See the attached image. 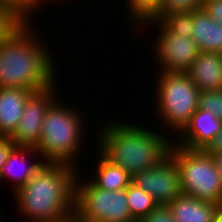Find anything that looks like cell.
<instances>
[{
  "label": "cell",
  "instance_id": "obj_17",
  "mask_svg": "<svg viewBox=\"0 0 222 222\" xmlns=\"http://www.w3.org/2000/svg\"><path fill=\"white\" fill-rule=\"evenodd\" d=\"M96 174L90 181L98 188L109 191L126 189L132 181V176L123 168L116 166L98 155Z\"/></svg>",
  "mask_w": 222,
  "mask_h": 222
},
{
  "label": "cell",
  "instance_id": "obj_28",
  "mask_svg": "<svg viewBox=\"0 0 222 222\" xmlns=\"http://www.w3.org/2000/svg\"><path fill=\"white\" fill-rule=\"evenodd\" d=\"M209 155L217 154L222 152V129L215 136L213 142L209 145V147L205 150Z\"/></svg>",
  "mask_w": 222,
  "mask_h": 222
},
{
  "label": "cell",
  "instance_id": "obj_16",
  "mask_svg": "<svg viewBox=\"0 0 222 222\" xmlns=\"http://www.w3.org/2000/svg\"><path fill=\"white\" fill-rule=\"evenodd\" d=\"M191 38L200 52L222 53V25L212 19L204 9L193 11Z\"/></svg>",
  "mask_w": 222,
  "mask_h": 222
},
{
  "label": "cell",
  "instance_id": "obj_26",
  "mask_svg": "<svg viewBox=\"0 0 222 222\" xmlns=\"http://www.w3.org/2000/svg\"><path fill=\"white\" fill-rule=\"evenodd\" d=\"M203 9L219 24L222 25V0H210L204 3Z\"/></svg>",
  "mask_w": 222,
  "mask_h": 222
},
{
  "label": "cell",
  "instance_id": "obj_10",
  "mask_svg": "<svg viewBox=\"0 0 222 222\" xmlns=\"http://www.w3.org/2000/svg\"><path fill=\"white\" fill-rule=\"evenodd\" d=\"M56 85L34 92L25 103L17 129L9 137L15 146H38L41 126L47 109L57 99Z\"/></svg>",
  "mask_w": 222,
  "mask_h": 222
},
{
  "label": "cell",
  "instance_id": "obj_31",
  "mask_svg": "<svg viewBox=\"0 0 222 222\" xmlns=\"http://www.w3.org/2000/svg\"><path fill=\"white\" fill-rule=\"evenodd\" d=\"M43 1H44V3L47 2L46 0H37V6L40 7L41 4L43 3Z\"/></svg>",
  "mask_w": 222,
  "mask_h": 222
},
{
  "label": "cell",
  "instance_id": "obj_29",
  "mask_svg": "<svg viewBox=\"0 0 222 222\" xmlns=\"http://www.w3.org/2000/svg\"><path fill=\"white\" fill-rule=\"evenodd\" d=\"M214 162L216 164L217 170L222 177V152L212 155Z\"/></svg>",
  "mask_w": 222,
  "mask_h": 222
},
{
  "label": "cell",
  "instance_id": "obj_8",
  "mask_svg": "<svg viewBox=\"0 0 222 222\" xmlns=\"http://www.w3.org/2000/svg\"><path fill=\"white\" fill-rule=\"evenodd\" d=\"M159 26L158 38L154 45V55L161 72L185 73L199 54V49L191 37L172 33L160 20H149L143 24Z\"/></svg>",
  "mask_w": 222,
  "mask_h": 222
},
{
  "label": "cell",
  "instance_id": "obj_19",
  "mask_svg": "<svg viewBox=\"0 0 222 222\" xmlns=\"http://www.w3.org/2000/svg\"><path fill=\"white\" fill-rule=\"evenodd\" d=\"M130 20L143 25L158 12L162 0H127ZM131 14V15H130Z\"/></svg>",
  "mask_w": 222,
  "mask_h": 222
},
{
  "label": "cell",
  "instance_id": "obj_15",
  "mask_svg": "<svg viewBox=\"0 0 222 222\" xmlns=\"http://www.w3.org/2000/svg\"><path fill=\"white\" fill-rule=\"evenodd\" d=\"M167 206L175 222H214L218 204L181 194Z\"/></svg>",
  "mask_w": 222,
  "mask_h": 222
},
{
  "label": "cell",
  "instance_id": "obj_1",
  "mask_svg": "<svg viewBox=\"0 0 222 222\" xmlns=\"http://www.w3.org/2000/svg\"><path fill=\"white\" fill-rule=\"evenodd\" d=\"M77 166L44 162L15 195L30 222H71L75 210Z\"/></svg>",
  "mask_w": 222,
  "mask_h": 222
},
{
  "label": "cell",
  "instance_id": "obj_3",
  "mask_svg": "<svg viewBox=\"0 0 222 222\" xmlns=\"http://www.w3.org/2000/svg\"><path fill=\"white\" fill-rule=\"evenodd\" d=\"M110 123L99 130L97 151L131 176L155 167L169 155L173 141L167 134L123 121Z\"/></svg>",
  "mask_w": 222,
  "mask_h": 222
},
{
  "label": "cell",
  "instance_id": "obj_23",
  "mask_svg": "<svg viewBox=\"0 0 222 222\" xmlns=\"http://www.w3.org/2000/svg\"><path fill=\"white\" fill-rule=\"evenodd\" d=\"M198 109L207 110L222 120V89L201 91Z\"/></svg>",
  "mask_w": 222,
  "mask_h": 222
},
{
  "label": "cell",
  "instance_id": "obj_5",
  "mask_svg": "<svg viewBox=\"0 0 222 222\" xmlns=\"http://www.w3.org/2000/svg\"><path fill=\"white\" fill-rule=\"evenodd\" d=\"M179 169L182 194L221 204L222 177L217 170L212 155L205 150H189L175 142L169 149Z\"/></svg>",
  "mask_w": 222,
  "mask_h": 222
},
{
  "label": "cell",
  "instance_id": "obj_20",
  "mask_svg": "<svg viewBox=\"0 0 222 222\" xmlns=\"http://www.w3.org/2000/svg\"><path fill=\"white\" fill-rule=\"evenodd\" d=\"M160 21L174 34L191 37L193 30V11L170 12Z\"/></svg>",
  "mask_w": 222,
  "mask_h": 222
},
{
  "label": "cell",
  "instance_id": "obj_4",
  "mask_svg": "<svg viewBox=\"0 0 222 222\" xmlns=\"http://www.w3.org/2000/svg\"><path fill=\"white\" fill-rule=\"evenodd\" d=\"M58 101L56 99L45 113L40 141L35 149L44 162L76 166L75 157L84 143V116L82 117L76 108H68Z\"/></svg>",
  "mask_w": 222,
  "mask_h": 222
},
{
  "label": "cell",
  "instance_id": "obj_7",
  "mask_svg": "<svg viewBox=\"0 0 222 222\" xmlns=\"http://www.w3.org/2000/svg\"><path fill=\"white\" fill-rule=\"evenodd\" d=\"M79 175L75 181L74 222H136L131 217L126 189L103 190L90 180H78Z\"/></svg>",
  "mask_w": 222,
  "mask_h": 222
},
{
  "label": "cell",
  "instance_id": "obj_24",
  "mask_svg": "<svg viewBox=\"0 0 222 222\" xmlns=\"http://www.w3.org/2000/svg\"><path fill=\"white\" fill-rule=\"evenodd\" d=\"M0 4L16 9L26 19H29L30 13L33 15L34 10L38 8L37 0H0Z\"/></svg>",
  "mask_w": 222,
  "mask_h": 222
},
{
  "label": "cell",
  "instance_id": "obj_6",
  "mask_svg": "<svg viewBox=\"0 0 222 222\" xmlns=\"http://www.w3.org/2000/svg\"><path fill=\"white\" fill-rule=\"evenodd\" d=\"M156 85V101L161 120L173 130L172 133H181L198 109L199 89L182 72L160 71Z\"/></svg>",
  "mask_w": 222,
  "mask_h": 222
},
{
  "label": "cell",
  "instance_id": "obj_2",
  "mask_svg": "<svg viewBox=\"0 0 222 222\" xmlns=\"http://www.w3.org/2000/svg\"><path fill=\"white\" fill-rule=\"evenodd\" d=\"M30 20L31 17L0 46V88L40 92L57 83L54 56L32 34Z\"/></svg>",
  "mask_w": 222,
  "mask_h": 222
},
{
  "label": "cell",
  "instance_id": "obj_13",
  "mask_svg": "<svg viewBox=\"0 0 222 222\" xmlns=\"http://www.w3.org/2000/svg\"><path fill=\"white\" fill-rule=\"evenodd\" d=\"M34 91L0 88V136L10 137L17 129L25 103Z\"/></svg>",
  "mask_w": 222,
  "mask_h": 222
},
{
  "label": "cell",
  "instance_id": "obj_25",
  "mask_svg": "<svg viewBox=\"0 0 222 222\" xmlns=\"http://www.w3.org/2000/svg\"><path fill=\"white\" fill-rule=\"evenodd\" d=\"M139 222H175L168 206L158 205Z\"/></svg>",
  "mask_w": 222,
  "mask_h": 222
},
{
  "label": "cell",
  "instance_id": "obj_14",
  "mask_svg": "<svg viewBox=\"0 0 222 222\" xmlns=\"http://www.w3.org/2000/svg\"><path fill=\"white\" fill-rule=\"evenodd\" d=\"M35 154L33 158L35 157L36 159L40 157L39 152L34 148V147H25V146H15L9 153L7 157V161L2 167V170L0 172V180L4 177L11 176L14 177L12 179L13 183L15 185L12 190L13 192L16 193L20 188H22L32 177L33 175L37 172V170L42 166L44 163L43 160H39L37 162L33 161L32 163L27 162V158L29 159V155ZM28 155V156H27ZM36 155L38 157H36ZM27 156V157H26ZM21 163L24 167L21 166ZM28 164V166L26 165ZM20 165V166H18ZM26 165V166H25ZM16 167H22L23 169L19 171H16ZM22 171V172H20ZM18 172L20 174H18Z\"/></svg>",
  "mask_w": 222,
  "mask_h": 222
},
{
  "label": "cell",
  "instance_id": "obj_12",
  "mask_svg": "<svg viewBox=\"0 0 222 222\" xmlns=\"http://www.w3.org/2000/svg\"><path fill=\"white\" fill-rule=\"evenodd\" d=\"M185 73L200 92L222 89V53L199 52Z\"/></svg>",
  "mask_w": 222,
  "mask_h": 222
},
{
  "label": "cell",
  "instance_id": "obj_18",
  "mask_svg": "<svg viewBox=\"0 0 222 222\" xmlns=\"http://www.w3.org/2000/svg\"><path fill=\"white\" fill-rule=\"evenodd\" d=\"M126 197L131 217L136 222H139L158 206L150 194L132 182L126 188Z\"/></svg>",
  "mask_w": 222,
  "mask_h": 222
},
{
  "label": "cell",
  "instance_id": "obj_9",
  "mask_svg": "<svg viewBox=\"0 0 222 222\" xmlns=\"http://www.w3.org/2000/svg\"><path fill=\"white\" fill-rule=\"evenodd\" d=\"M131 182L150 194L158 205L167 206L182 194L179 169L170 155L155 167L134 174Z\"/></svg>",
  "mask_w": 222,
  "mask_h": 222
},
{
  "label": "cell",
  "instance_id": "obj_11",
  "mask_svg": "<svg viewBox=\"0 0 222 222\" xmlns=\"http://www.w3.org/2000/svg\"><path fill=\"white\" fill-rule=\"evenodd\" d=\"M221 129L222 120L207 110L197 109L176 144L189 150H206Z\"/></svg>",
  "mask_w": 222,
  "mask_h": 222
},
{
  "label": "cell",
  "instance_id": "obj_27",
  "mask_svg": "<svg viewBox=\"0 0 222 222\" xmlns=\"http://www.w3.org/2000/svg\"><path fill=\"white\" fill-rule=\"evenodd\" d=\"M15 147L9 137L0 136V172L7 161L10 151Z\"/></svg>",
  "mask_w": 222,
  "mask_h": 222
},
{
  "label": "cell",
  "instance_id": "obj_30",
  "mask_svg": "<svg viewBox=\"0 0 222 222\" xmlns=\"http://www.w3.org/2000/svg\"><path fill=\"white\" fill-rule=\"evenodd\" d=\"M214 222H222V205L221 204H219L217 207Z\"/></svg>",
  "mask_w": 222,
  "mask_h": 222
},
{
  "label": "cell",
  "instance_id": "obj_22",
  "mask_svg": "<svg viewBox=\"0 0 222 222\" xmlns=\"http://www.w3.org/2000/svg\"><path fill=\"white\" fill-rule=\"evenodd\" d=\"M203 6L204 0H162L159 12L151 20H160L170 12L197 11Z\"/></svg>",
  "mask_w": 222,
  "mask_h": 222
},
{
  "label": "cell",
  "instance_id": "obj_21",
  "mask_svg": "<svg viewBox=\"0 0 222 222\" xmlns=\"http://www.w3.org/2000/svg\"><path fill=\"white\" fill-rule=\"evenodd\" d=\"M27 19L16 9L2 5L0 7V46L16 31Z\"/></svg>",
  "mask_w": 222,
  "mask_h": 222
}]
</instances>
